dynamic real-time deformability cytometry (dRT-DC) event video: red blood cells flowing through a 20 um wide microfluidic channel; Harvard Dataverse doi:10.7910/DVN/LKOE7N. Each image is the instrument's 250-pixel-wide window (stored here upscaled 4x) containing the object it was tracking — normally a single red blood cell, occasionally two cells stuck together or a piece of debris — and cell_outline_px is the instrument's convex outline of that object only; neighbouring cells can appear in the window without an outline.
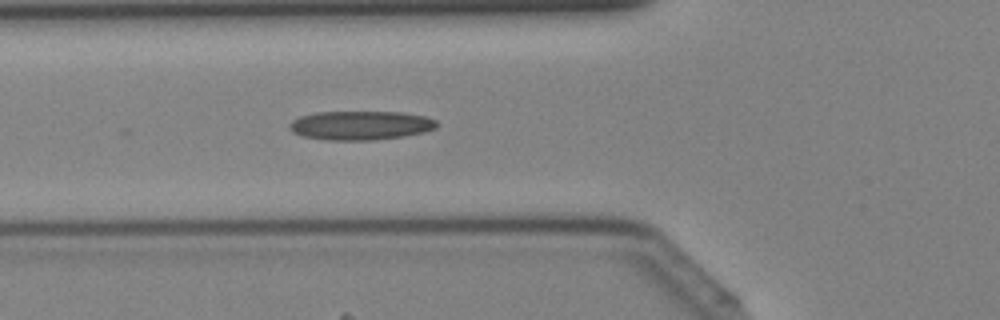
{"species": "Egyptian fruit bat (a non-hibernating species)", "species_latin": "Rousettus aegyptiacus", "temperature_condition": "cold", "stored_images_in_passage": 41, "camera_frame_rate_fps": 3000, "um_per_image_px": 0.085, "animal": {"sex": "female"}, "frame": {"image": 1, "passage_image": 15, "time_ms": 4.667, "image_size_px": [1000, 320], "cell_outline_px": [[436, 128], [424, 132], [404, 136], [372, 140], [324, 140], [300, 136], [292, 132], [288, 128], [288, 124], [292, 120], [300, 116], [316, 112], [400, 112], [424, 116], [436, 120]], "centroid_in_image_um": [30.58, 10.66], "position_along_channel_um": 95.2, "area_um2": 25.03}}
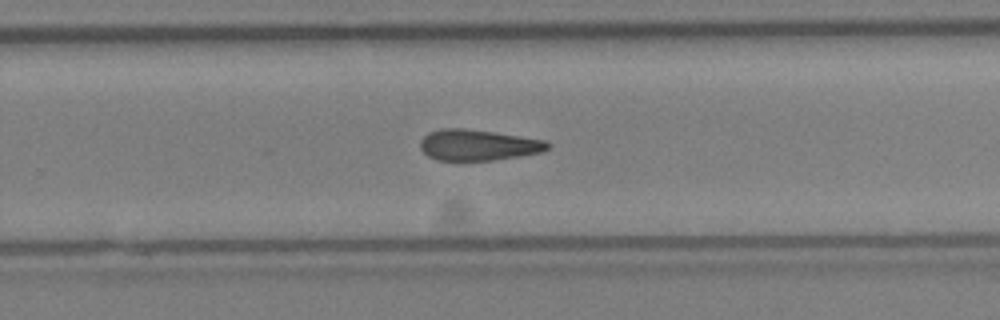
{"frame": {"image": 2, "passage_image": 27, "time_ms": 8.667, "image_size_px": [1000, 320], "cell_outline_px": [[548, 148], [544, 152], [496, 160], [436, 160], [428, 156], [420, 148], [420, 140], [428, 132], [444, 128], [460, 128], [492, 132], [544, 140], [548, 144]], "centroid_in_image_um": [40.6, 12.34], "position_along_channel_um": 289.2, "area_um2": 22.77}}
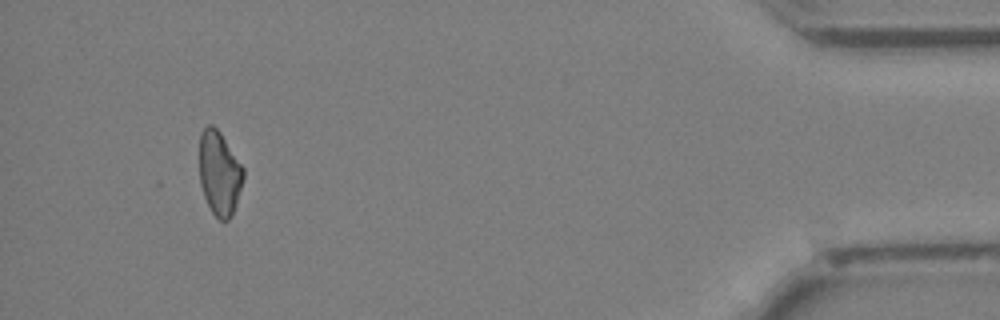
{"frame": {"image": 3, "passage_image": 39, "time_ms": 12.667, "image_size_px": [1000, 320], "cell_outline_px": [[244, 176], [232, 212], [228, 220], [220, 220], [212, 212], [204, 196], [200, 184], [200, 132], [208, 124], [212, 124], [220, 132], [244, 168]], "centroid_in_image_um": [18.63, 14.68], "position_along_channel_um": 416.6, "area_um2": 21.15}}